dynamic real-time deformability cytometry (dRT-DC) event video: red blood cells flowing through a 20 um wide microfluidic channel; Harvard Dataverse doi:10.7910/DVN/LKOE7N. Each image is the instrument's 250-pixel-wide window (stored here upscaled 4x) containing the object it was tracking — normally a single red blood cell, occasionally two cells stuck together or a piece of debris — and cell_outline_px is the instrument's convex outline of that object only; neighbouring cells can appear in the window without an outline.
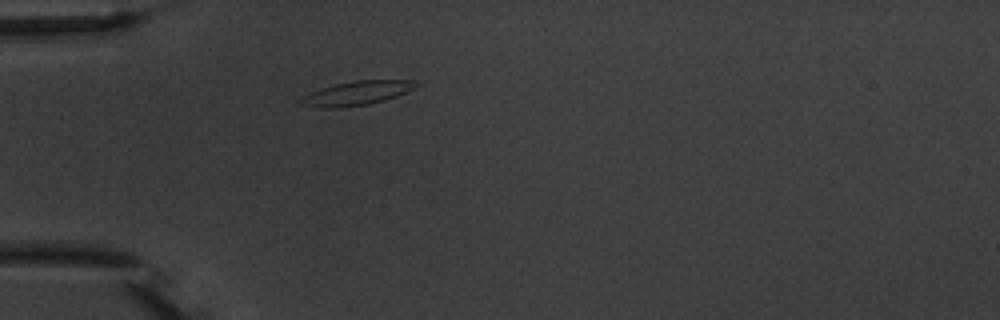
{"species": "common noctule bat (a hibernating species)", "species_latin": "Nyctalus noctula", "temperature_condition": "warm", "stored_images_in_passage": 1, "camera_frame_rate_fps": 3000, "um_per_image_px": 0.085, "animal": {"sex": "male", "body_mass_g": 20.1, "forearm_length_mm": 53.5}, "frame": {"image": 1, "passage_image": 1, "time_ms": 0.0, "image_size_px": [1000, 320], "cell_outline_px": [[420, 84], [396, 96], [384, 100], [368, 104], [340, 108], [320, 108], [296, 104], [296, 100], [312, 92], [336, 84], [352, 80], [412, 80]], "centroid_in_image_um": [30.25, 7.93], "position_along_channel_um": 54.8, "area_um2": 16.07}}